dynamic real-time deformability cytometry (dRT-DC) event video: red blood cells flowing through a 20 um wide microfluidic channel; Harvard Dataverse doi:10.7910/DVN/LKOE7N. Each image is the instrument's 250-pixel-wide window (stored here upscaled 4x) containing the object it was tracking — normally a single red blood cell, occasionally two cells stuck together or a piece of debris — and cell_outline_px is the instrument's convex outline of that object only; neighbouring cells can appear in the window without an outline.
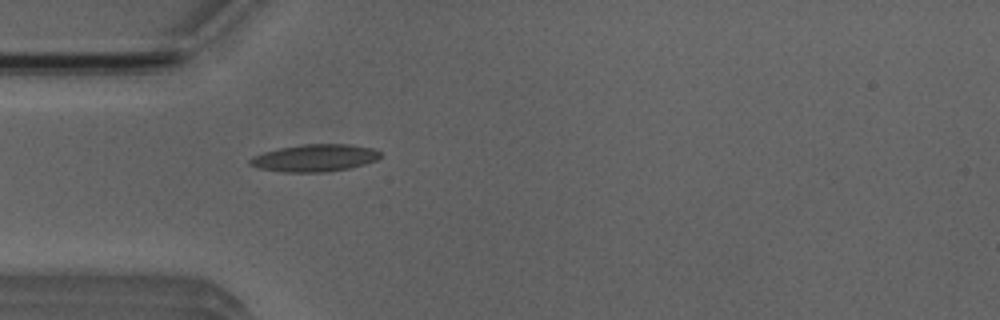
{"species": "Egyptian fruit bat (a non-hibernating species)", "species_latin": "Rousettus aegyptiacus", "temperature_condition": "room temperature", "stored_images_in_passage": 1, "camera_frame_rate_fps": 3000, "um_per_image_px": 0.085, "animal": {"sex": "male"}, "frame": {"image": 1, "passage_image": 1, "time_ms": 0.0, "image_size_px": [1000, 320], "cell_outline_px": [[380, 156], [376, 160], [364, 164], [348, 168], [324, 172], [284, 172], [256, 168], [248, 164], [248, 160], [252, 156], [264, 152], [280, 148], [304, 144], [348, 144], [372, 148], [380, 152]], "centroid_in_image_um": [26.7, 13.43], "position_along_channel_um": 58.3, "area_um2": 20.63}}